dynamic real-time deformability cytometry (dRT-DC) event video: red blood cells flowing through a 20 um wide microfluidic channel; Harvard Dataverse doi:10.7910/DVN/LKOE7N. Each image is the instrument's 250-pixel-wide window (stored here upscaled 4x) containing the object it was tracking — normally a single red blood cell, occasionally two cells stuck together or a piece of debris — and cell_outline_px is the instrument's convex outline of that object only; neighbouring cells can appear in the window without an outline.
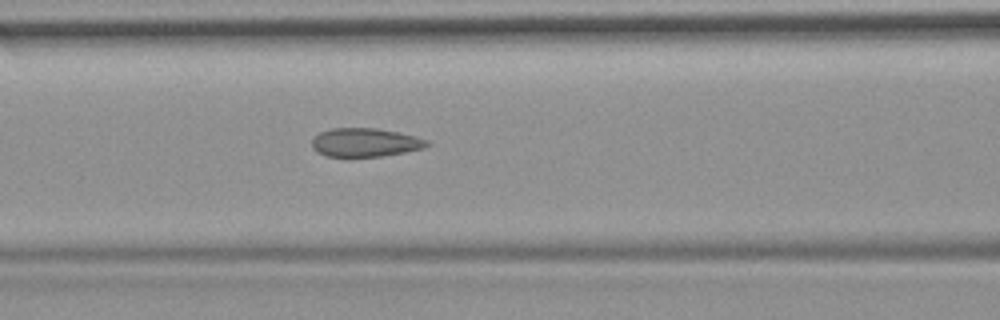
{"species": "common noctule bat (a hibernating species)", "species_latin": "Nyctalus noctula", "temperature_condition": "room temperature", "stored_images_in_passage": 32, "camera_frame_rate_fps": 3000, "um_per_image_px": 0.085, "animal": {"sex": "female", "body_mass_g": 19.9}, "frame": {"image": 1, "passage_image": 10, "time_ms": 3.0, "image_size_px": [1000, 320], "cell_outline_px": [[432, 144], [424, 148], [404, 152], [380, 156], [324, 156], [316, 152], [312, 148], [312, 140], [320, 132], [332, 128], [376, 128], [416, 136], [428, 140]], "centroid_in_image_um": [31.04, 12.11], "position_along_channel_um": 135.6, "area_um2": 19.13}}
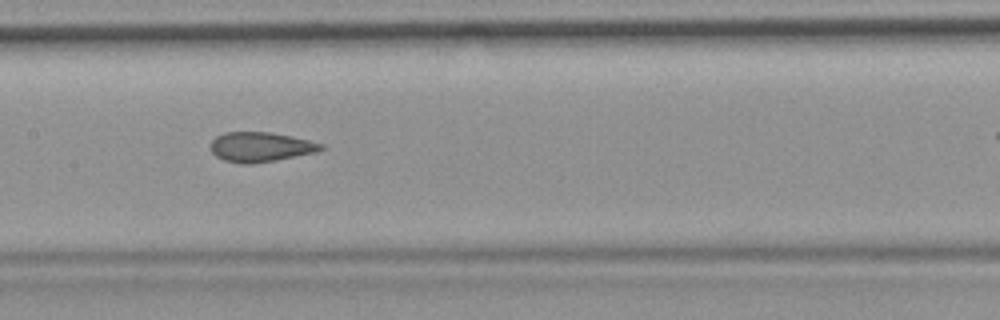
{"frame": {"image": 2, "passage_image": 14, "time_ms": 4.333, "image_size_px": [1000, 320], "cell_outline_px": [[324, 148], [316, 152], [276, 160], [252, 164], [240, 164], [224, 160], [216, 156], [212, 152], [208, 144], [216, 136], [224, 132], [268, 132], [292, 136], [324, 144]], "centroid_in_image_um": [22.11, 12.49], "position_along_channel_um": 185.3, "area_um2": 19.25}}